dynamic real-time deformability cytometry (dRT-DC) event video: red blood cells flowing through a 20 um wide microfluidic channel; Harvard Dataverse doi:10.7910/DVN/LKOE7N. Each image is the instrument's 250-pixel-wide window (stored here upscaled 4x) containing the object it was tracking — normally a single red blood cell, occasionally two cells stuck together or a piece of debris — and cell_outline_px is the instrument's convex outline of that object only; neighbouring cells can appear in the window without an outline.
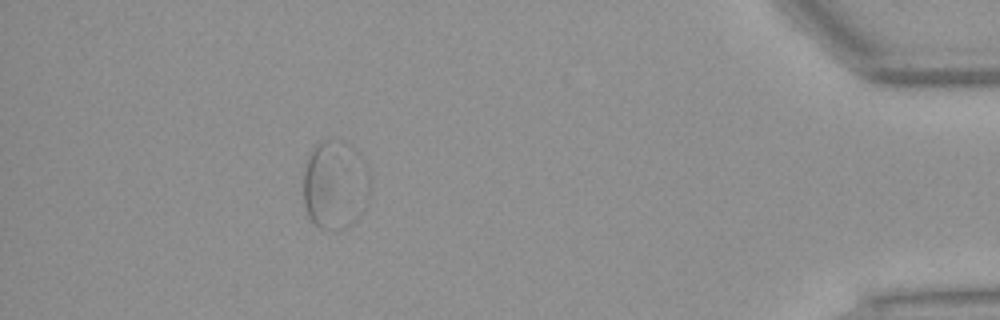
{"species": "Egyptian fruit bat (a non-hibernating species)", "species_latin": "Rousettus aegyptiacus", "temperature_condition": "warm", "stored_images_in_passage": 38, "segment_of_instrument_passage": [2, 3], "camera_frame_rate_fps": 3000, "um_per_image_px": 0.085, "animal": {"sex": "female"}, "frame": {"image": 1, "passage_image": 34, "time_ms": 11.0, "image_size_px": [1000, 320], "cell_outline_px": [[360, 212], [356, 220], [344, 228], [320, 228], [308, 216], [304, 204], [304, 172], [308, 152], [312, 144], [328, 136], [344, 140], [356, 148]], "centroid_in_image_um": [28.2, 15.61], "position_along_channel_um": 407.0, "area_um2": 31.73}}